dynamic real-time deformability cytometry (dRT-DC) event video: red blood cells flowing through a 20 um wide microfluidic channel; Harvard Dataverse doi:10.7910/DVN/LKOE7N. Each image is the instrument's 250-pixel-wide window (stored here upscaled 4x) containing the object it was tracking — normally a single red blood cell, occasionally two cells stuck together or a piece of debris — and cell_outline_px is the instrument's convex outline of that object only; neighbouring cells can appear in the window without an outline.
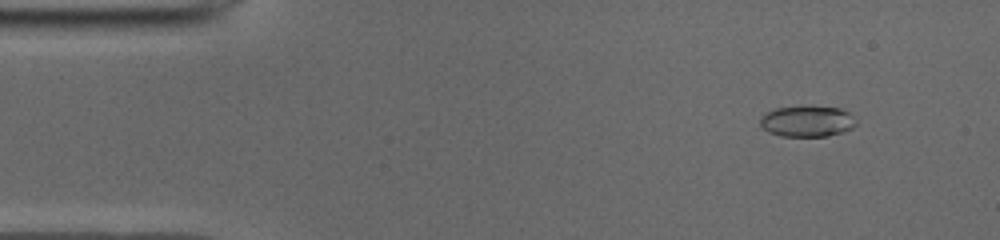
{"species": "common noctule bat (a hibernating species)", "species_latin": "Nyctalus noctula", "temperature_condition": "cold", "stored_images_in_passage": 12, "camera_frame_rate_fps": 3000, "um_per_image_px": 0.085, "animal": {"sex": "male", "body_mass_g": 19.0, "forearm_length_mm": 50.8}, "frame": {"image": 1, "passage_image": 5, "time_ms": 1.333, "image_size_px": [1000, 240], "cell_outline_px": [[856, 124], [852, 128], [828, 136], [784, 136], [768, 132], [760, 124], [760, 116], [776, 108], [800, 104], [812, 104], [840, 108], [848, 112], [856, 120]], "centroid_in_image_um": [68.6, 10.26], "position_along_channel_um": 16.4, "area_um2": 17.8}}